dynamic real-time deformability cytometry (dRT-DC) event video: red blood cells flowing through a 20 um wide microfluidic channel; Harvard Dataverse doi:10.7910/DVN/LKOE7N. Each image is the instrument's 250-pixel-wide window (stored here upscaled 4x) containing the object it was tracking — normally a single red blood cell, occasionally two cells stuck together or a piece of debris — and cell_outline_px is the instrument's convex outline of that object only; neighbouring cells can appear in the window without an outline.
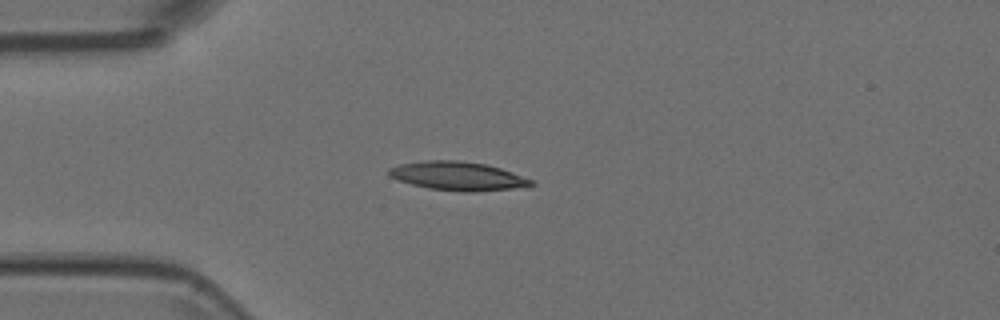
{"species": "Egyptian fruit bat (a non-hibernating species)", "species_latin": "Rousettus aegyptiacus", "temperature_condition": "room temperature", "stored_images_in_passage": 40, "camera_frame_rate_fps": 3000, "um_per_image_px": 0.085, "animal": {"sex": "female"}, "frame": {"image": 1, "passage_image": 1, "time_ms": 0.0, "image_size_px": [1000, 320], "cell_outline_px": [[536, 184], [512, 188], [472, 192], [464, 192], [428, 188], [412, 184], [388, 176], [388, 168], [400, 164], [424, 160], [460, 160], [488, 164], [512, 172], [532, 180]], "centroid_in_image_um": [38.88, 14.95], "position_along_channel_um": 46.1, "area_um2": 23.7}}
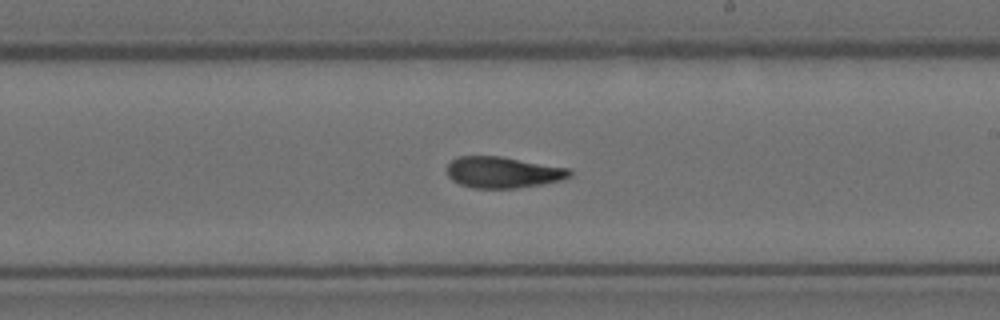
{"frame": {"image": 2, "passage_image": 18, "time_ms": 5.667, "image_size_px": [1000, 320], "cell_outline_px": [[572, 176], [560, 180], [544, 184], [516, 188], [472, 188], [460, 184], [452, 180], [448, 176], [444, 168], [456, 156], [500, 156], [568, 168], [572, 172]], "centroid_in_image_um": [42.71, 14.65], "position_along_channel_um": 246.3, "area_um2": 22.48}}
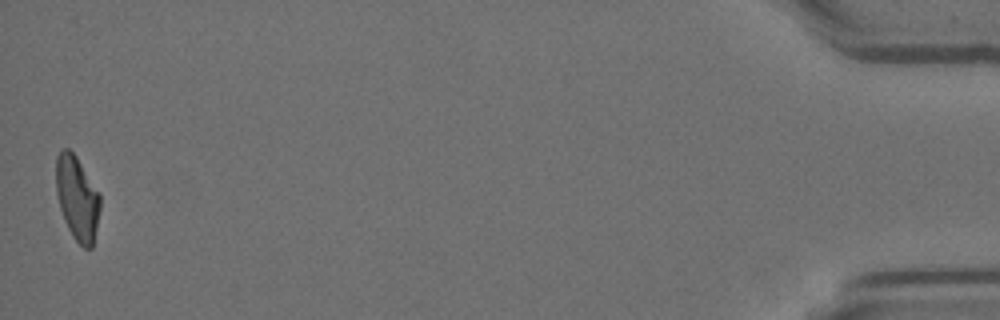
{"frame": {"image": 3, "passage_image": 40, "time_ms": 13.0, "image_size_px": [1000, 320], "cell_outline_px": [[100, 208], [92, 248], [84, 248], [72, 236], [64, 220], [60, 208], [56, 192], [56, 156], [64, 148], [68, 148], [76, 156], [100, 192]], "centroid_in_image_um": [6.56, 16.83], "position_along_channel_um": 428.6, "area_um2": 21.62}}